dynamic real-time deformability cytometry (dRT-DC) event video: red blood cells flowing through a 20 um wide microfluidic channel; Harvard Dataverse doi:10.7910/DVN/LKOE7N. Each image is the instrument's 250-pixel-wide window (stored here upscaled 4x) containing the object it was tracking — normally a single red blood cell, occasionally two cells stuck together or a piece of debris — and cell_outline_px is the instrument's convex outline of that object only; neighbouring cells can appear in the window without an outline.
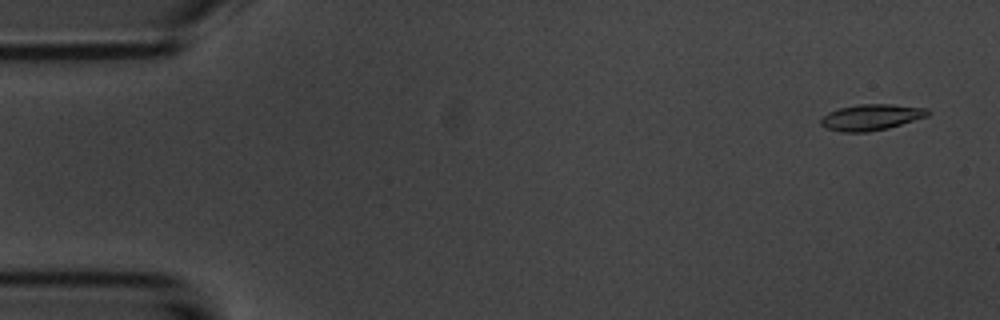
{"species": "common noctule bat (a hibernating species)", "species_latin": "Nyctalus noctula", "temperature_condition": "room temperature", "stored_images_in_passage": 15, "camera_frame_rate_fps": 3000, "um_per_image_px": 0.085, "animal": {"sex": "male", "body_mass_g": 20.1, "forearm_length_mm": 53.5}, "frame": {"image": 1, "passage_image": 3, "time_ms": 0.667, "image_size_px": [1000, 320], "cell_outline_px": [[932, 112], [928, 116], [888, 128], [868, 132], [840, 132], [828, 128], [820, 124], [820, 120], [828, 112], [840, 108], [860, 104], [892, 104], [928, 108]], "centroid_in_image_um": [74.09, 9.96], "position_along_channel_um": 10.9, "area_um2": 16.24}}